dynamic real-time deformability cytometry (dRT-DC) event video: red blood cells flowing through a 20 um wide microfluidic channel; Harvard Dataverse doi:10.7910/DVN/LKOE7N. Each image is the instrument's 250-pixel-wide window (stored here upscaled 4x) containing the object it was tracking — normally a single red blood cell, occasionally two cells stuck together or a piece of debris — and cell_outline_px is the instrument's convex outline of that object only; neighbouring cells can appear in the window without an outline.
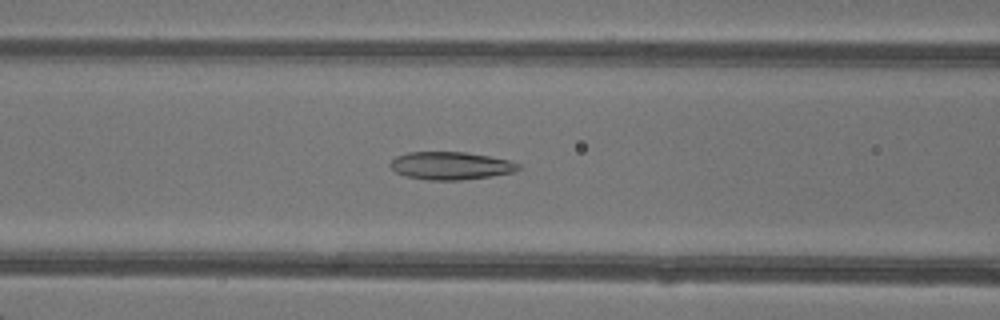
{"species": "common noctule bat (a hibernating species)", "species_latin": "Nyctalus noctula", "temperature_condition": "warm", "stored_images_in_passage": 49, "camera_frame_rate_fps": 3000, "um_per_image_px": 0.085, "animal": {"sex": "female"}, "frame": {"image": 1, "passage_image": 21, "time_ms": 6.667, "image_size_px": [1000, 320], "cell_outline_px": [[520, 168], [512, 172], [492, 176], [460, 180], [428, 180], [404, 176], [396, 172], [388, 164], [396, 156], [408, 152], [464, 152], [488, 156], [508, 160], [520, 164]], "centroid_in_image_um": [38.28, 14.09], "position_along_channel_um": 128.3, "area_um2": 20.69}}
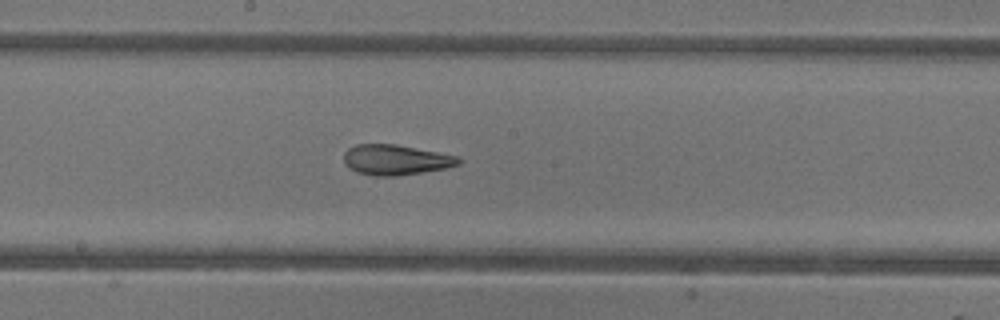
{"frame": {"image": 2, "passage_image": 27, "time_ms": 8.667, "image_size_px": [1000, 320], "cell_outline_px": [[464, 160], [460, 164], [448, 168], [396, 176], [372, 176], [356, 172], [348, 168], [344, 164], [344, 152], [348, 148], [356, 144], [396, 144], [460, 156]], "centroid_in_image_um": [33.66, 13.59], "position_along_channel_um": 214.5, "area_um2": 20.63}}
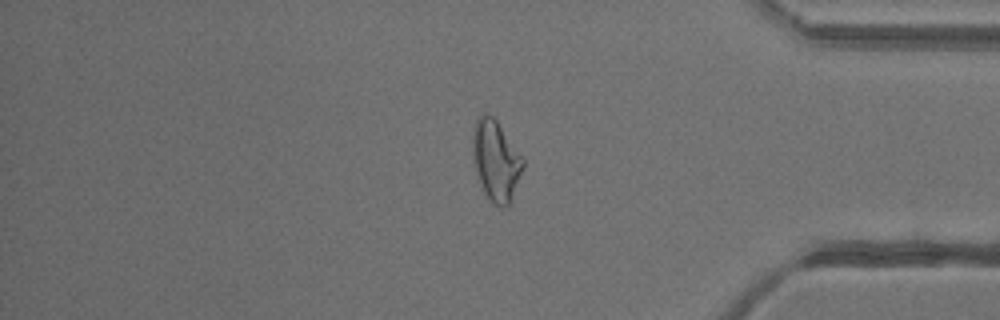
{"frame": {"image": 3, "passage_image": 41, "time_ms": 13.333, "image_size_px": [1000, 320], "cell_outline_px": [[524, 164], [508, 204], [504, 208], [492, 204], [484, 192], [480, 184], [476, 172], [472, 152], [472, 132], [476, 120], [484, 112], [488, 112], [496, 120], [524, 156]], "centroid_in_image_um": [42.13, 13.6], "position_along_channel_um": 393.1, "area_um2": 23.58}, "authors_computed_cell_mechanics": {"area_um2": 23.5824, "velocity_mm_per_s": 4.3116, "shape_relaxation_time_tau1_ms": null, "shape_relaxation_time_tau2_ms": 1.9827, "deformation_change_tau1": null, "deformation_change_tau2": 0.1016}}